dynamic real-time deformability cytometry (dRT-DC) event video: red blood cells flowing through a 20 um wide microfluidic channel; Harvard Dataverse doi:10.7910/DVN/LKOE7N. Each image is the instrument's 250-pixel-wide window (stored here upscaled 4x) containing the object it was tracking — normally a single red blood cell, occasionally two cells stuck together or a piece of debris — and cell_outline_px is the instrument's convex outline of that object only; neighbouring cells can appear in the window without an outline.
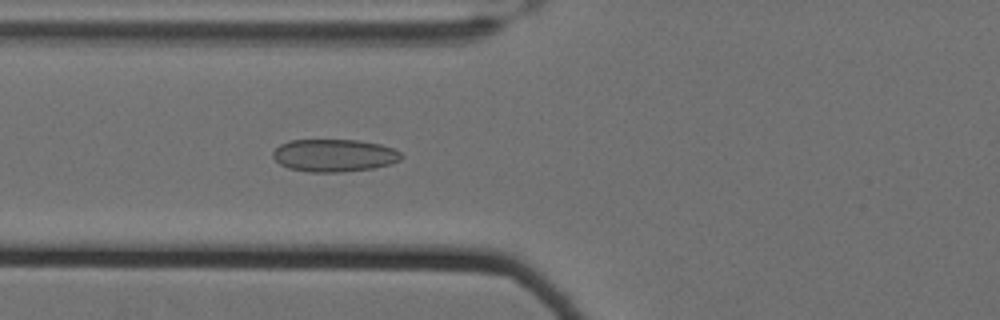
{"species": "Egyptian fruit bat (a non-hibernating species)", "species_latin": "Rousettus aegyptiacus", "temperature_condition": "cold", "stored_images_in_passage": 43, "camera_frame_rate_fps": 3000, "um_per_image_px": 0.085, "animal": {"sex": "female"}, "frame": {"image": 1, "passage_image": 8, "time_ms": 2.333, "image_size_px": [1000, 320], "cell_outline_px": [[404, 156], [400, 160], [392, 164], [372, 168], [340, 172], [308, 172], [288, 168], [280, 164], [272, 156], [272, 152], [280, 144], [292, 140], [356, 140], [380, 144], [392, 148], [400, 152]], "centroid_in_image_um": [28.41, 13.21], "position_along_channel_um": 97.4, "area_um2": 24.39}}
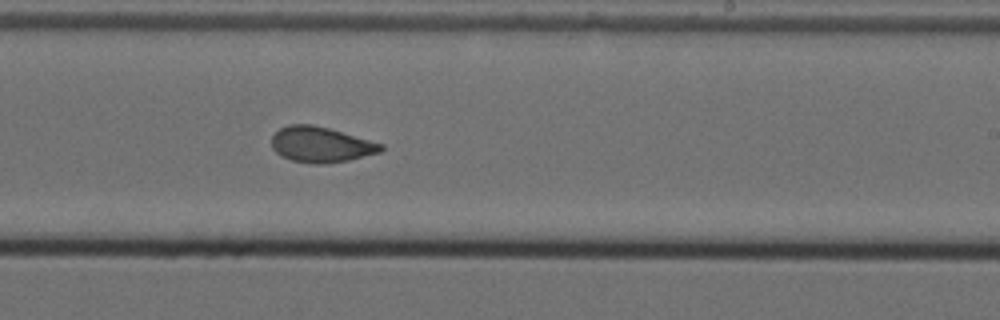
{"frame": {"image": 2, "passage_image": 22, "time_ms": 7.0, "image_size_px": [1000, 320], "cell_outline_px": [[384, 148], [380, 152], [348, 160], [324, 164], [312, 164], [292, 160], [280, 156], [272, 148], [272, 136], [280, 128], [288, 124], [312, 124], [328, 128], [384, 144]], "centroid_in_image_um": [27.26, 12.29], "position_along_channel_um": 261.7, "area_um2": 22.6}}
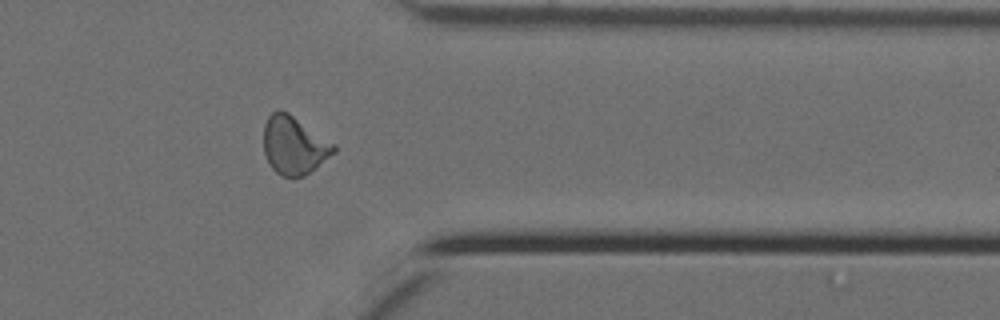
{"frame": {"image": 3, "passage_image": 33, "time_ms": 10.667, "image_size_px": [1000, 320], "cell_outline_px": [[336, 152], [304, 176], [280, 176], [272, 168], [264, 152], [264, 124], [268, 116], [276, 108], [280, 108], [288, 112], [336, 144]], "centroid_in_image_um": [24.99, 12.32], "position_along_channel_um": 386.4, "area_um2": 23.81}, "authors_computed_cell_mechanics": {"area_um2": 22.9466, "velocity_mm_per_s": 3.4979, "shape_relaxation_time_tau1_ms": null, "shape_relaxation_time_tau2_ms": 1.6163, "deformation_change_tau1": null, "deformation_change_tau2": 0.0714}}